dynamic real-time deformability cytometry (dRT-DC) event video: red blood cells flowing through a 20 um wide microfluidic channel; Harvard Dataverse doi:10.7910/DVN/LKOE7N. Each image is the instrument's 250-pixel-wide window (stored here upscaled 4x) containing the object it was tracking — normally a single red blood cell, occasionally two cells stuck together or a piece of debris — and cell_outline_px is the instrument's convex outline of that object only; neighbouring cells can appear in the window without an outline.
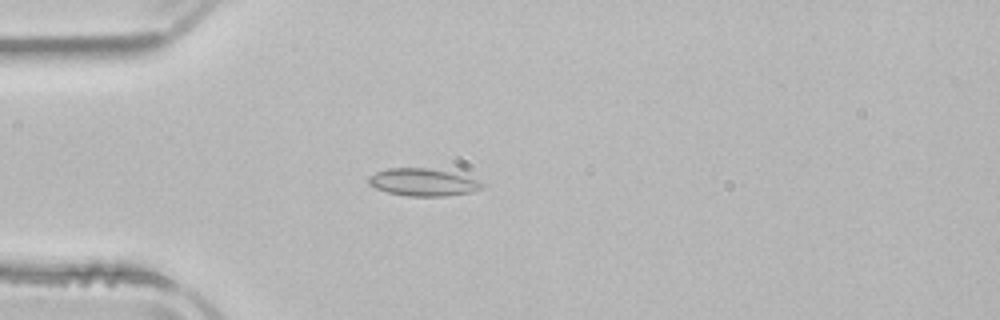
{"species": "common noctule bat (a hibernating species)", "species_latin": "Nyctalus noctula", "temperature_condition": "room temperature", "stored_images_in_passage": 52, "camera_frame_rate_fps": 3000, "um_per_image_px": 0.085, "animal": {"sex": "male", "body_mass_g": 21.5, "forearm_length_mm": 52.0}, "frame": {"image": 1, "passage_image": 14, "time_ms": 4.333, "image_size_px": [1000, 320], "cell_outline_px": [[484, 184], [480, 188], [472, 192], [444, 196], [408, 196], [388, 192], [376, 188], [368, 184], [368, 176], [376, 172], [388, 168], [424, 168], [448, 172], [476, 180]], "centroid_in_image_um": [35.88, 15.5], "position_along_channel_um": 49.1, "area_um2": 17.74}}
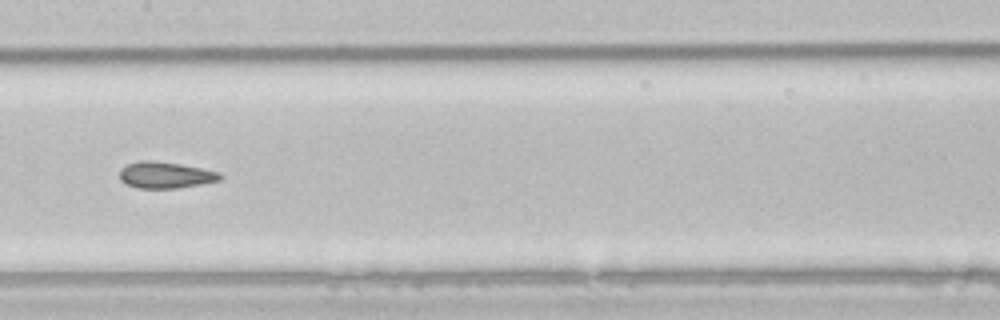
{"frame": {"image": 2, "passage_image": 26, "time_ms": 8.333, "image_size_px": [1000, 320], "cell_outline_px": [[224, 176], [220, 180], [200, 184], [176, 188], [140, 188], [128, 184], [120, 180], [120, 168], [128, 164], [140, 160], [152, 160], [180, 164], [220, 172]], "centroid_in_image_um": [14.07, 14.87], "position_along_channel_um": 193.3, "area_um2": 15.37}}
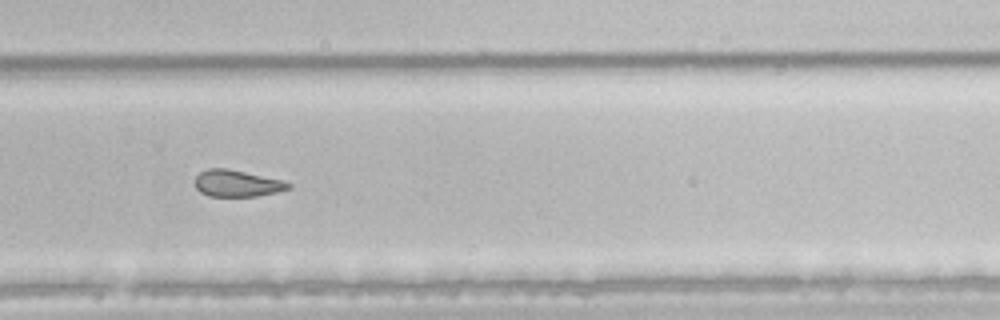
{"frame": {"image": 3, "passage_image": 35, "time_ms": 11.333, "image_size_px": [1000, 320], "cell_outline_px": [[292, 188], [276, 192], [256, 196], [208, 196], [200, 192], [196, 188], [196, 176], [200, 172], [208, 168], [228, 168], [280, 180], [292, 184]], "centroid_in_image_um": [20.13, 15.59], "position_along_channel_um": 309.7, "area_um2": 14.39}, "authors_computed_cell_mechanics": {"area_um2": 17.4556, "velocity_mm_per_s": 3.9023, "shape_relaxation_time_tau1_ms": null, "shape_relaxation_time_tau2_ms": 3.2654, "deformation_change_tau1": null, "deformation_change_tau2": 0.0807}}